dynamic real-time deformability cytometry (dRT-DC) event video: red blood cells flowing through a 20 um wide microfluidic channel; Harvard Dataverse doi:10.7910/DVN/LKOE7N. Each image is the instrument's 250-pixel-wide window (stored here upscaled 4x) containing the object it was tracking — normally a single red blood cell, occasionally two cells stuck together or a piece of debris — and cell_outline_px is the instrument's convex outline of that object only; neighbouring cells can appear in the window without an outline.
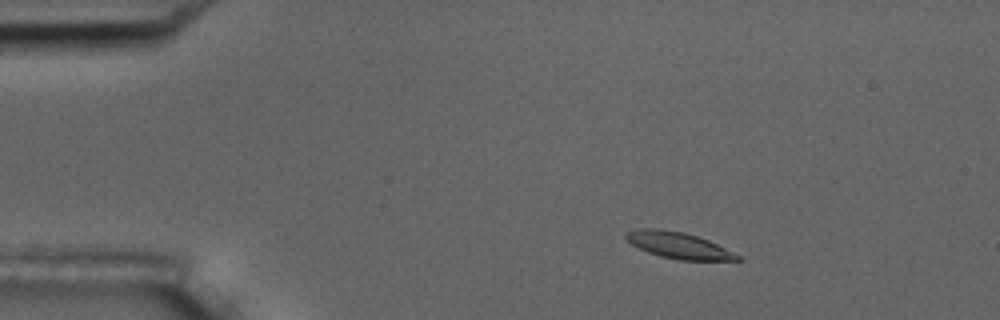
{"species": "common noctule bat (a hibernating species)", "species_latin": "Nyctalus noctula", "temperature_condition": "room temperature", "stored_images_in_passage": 4, "camera_frame_rate_fps": 3000, "um_per_image_px": 0.085, "animal": {"sex": "male", "body_mass_g": 17.5, "forearm_length_mm": 52.3}, "frame": {"image": 1, "passage_image": 2, "time_ms": 1.0, "image_size_px": [1000, 320], "cell_outline_px": [[744, 260], [680, 260], [660, 256], [648, 252], [632, 244], [624, 236], [628, 232], [640, 228], [656, 228], [684, 232], [708, 240], [740, 256]], "centroid_in_image_um": [57.67, 20.85], "position_along_channel_um": 27.3, "area_um2": 16.76}}